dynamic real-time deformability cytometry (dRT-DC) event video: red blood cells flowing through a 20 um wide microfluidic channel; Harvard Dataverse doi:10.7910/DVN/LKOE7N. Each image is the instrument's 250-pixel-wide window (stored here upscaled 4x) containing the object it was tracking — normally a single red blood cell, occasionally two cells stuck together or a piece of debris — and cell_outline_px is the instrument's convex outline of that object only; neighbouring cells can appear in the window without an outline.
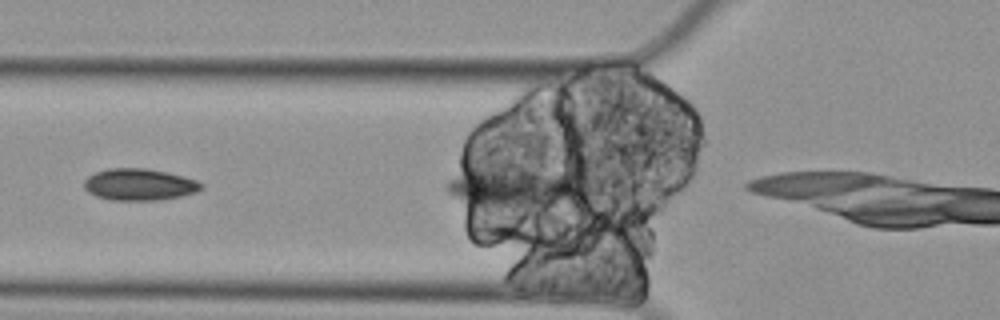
{"species": "Egyptian fruit bat (a non-hibernating species)", "species_latin": "Rousettus aegyptiacus", "temperature_condition": "cold", "stored_images_in_passage": 5, "camera_frame_rate_fps": 3000, "um_per_image_px": 0.085, "animal": {"sex": "female"}, "frame": {"image": 1, "passage_image": 4, "time_ms": 1.0, "image_size_px": [1000, 320], "cell_outline_px": [[204, 188], [196, 192], [180, 196], [160, 200], [112, 200], [96, 196], [88, 192], [84, 188], [84, 180], [88, 176], [96, 172], [108, 168], [144, 168], [184, 176], [196, 180], [204, 184]], "centroid_in_image_um": [11.84, 15.69], "position_along_channel_um": 114.0, "area_um2": 21.68}}